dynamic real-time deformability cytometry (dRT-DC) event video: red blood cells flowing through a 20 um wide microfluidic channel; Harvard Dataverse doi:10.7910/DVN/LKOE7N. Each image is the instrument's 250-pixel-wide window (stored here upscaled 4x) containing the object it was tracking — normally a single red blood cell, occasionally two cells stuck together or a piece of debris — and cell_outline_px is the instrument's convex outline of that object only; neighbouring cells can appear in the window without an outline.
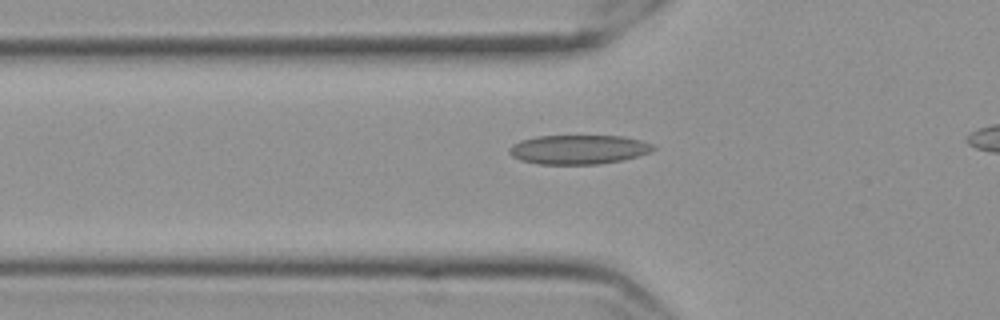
{"species": "Egyptian fruit bat (a non-hibernating species)", "species_latin": "Rousettus aegyptiacus", "temperature_condition": "cold", "stored_images_in_passage": 35, "camera_frame_rate_fps": 3000, "um_per_image_px": 0.085, "frame": {"image": 1, "passage_image": 4, "time_ms": 1.0, "image_size_px": [1000, 320], "cell_outline_px": [[656, 148], [652, 152], [624, 160], [600, 164], [540, 164], [520, 160], [512, 156], [508, 152], [508, 148], [512, 144], [520, 140], [536, 136], [624, 136], [640, 140], [652, 144]], "centroid_in_image_um": [49.18, 12.71], "position_along_channel_um": 76.6, "area_um2": 24.74}}
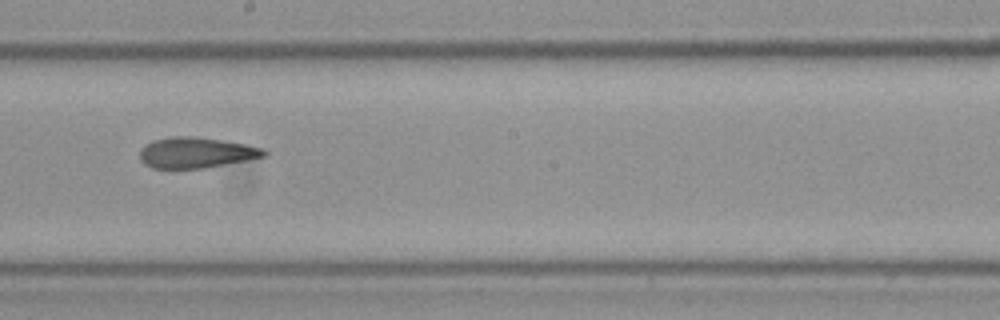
{"frame": {"image": 2, "passage_image": 17, "time_ms": 5.333, "image_size_px": [1000, 320], "cell_outline_px": [[268, 156], [204, 168], [152, 168], [144, 164], [140, 160], [140, 152], [152, 140], [172, 136], [192, 136], [224, 140], [264, 148], [268, 152]], "centroid_in_image_um": [16.7, 12.97], "position_along_channel_um": 231.5, "area_um2": 22.2}}
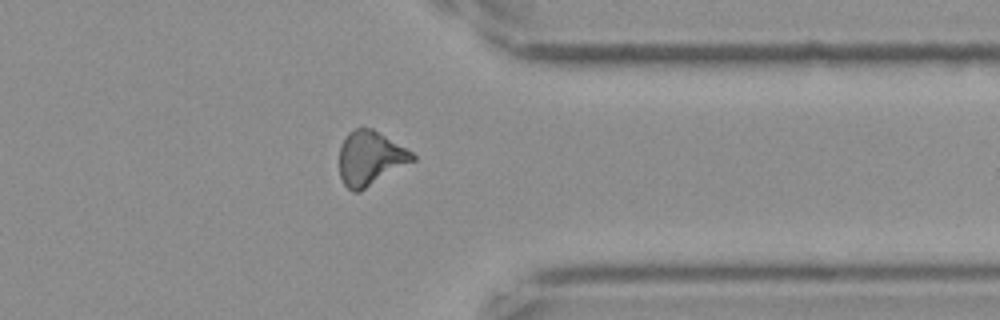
{"frame": {"image": 3, "passage_image": 30, "time_ms": 9.667, "image_size_px": [1000, 320], "cell_outline_px": [[416, 160], [360, 192], [352, 192], [344, 184], [340, 176], [340, 144], [348, 132], [356, 128], [372, 128], [412, 152], [416, 156]], "centroid_in_image_um": [31.47, 13.46], "position_along_channel_um": 379.9, "area_um2": 23.18}}